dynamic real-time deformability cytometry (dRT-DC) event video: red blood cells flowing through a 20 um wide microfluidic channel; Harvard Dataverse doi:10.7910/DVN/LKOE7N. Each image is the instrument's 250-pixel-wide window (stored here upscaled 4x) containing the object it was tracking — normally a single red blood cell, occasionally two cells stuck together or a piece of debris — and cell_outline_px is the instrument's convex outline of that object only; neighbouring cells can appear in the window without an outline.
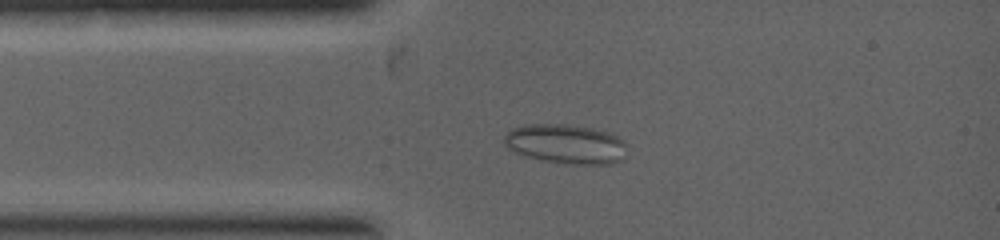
{"species": "common noctule bat (a hibernating species)", "species_latin": "Nyctalus noctula", "temperature_condition": "warm", "stored_images_in_passage": 64, "camera_frame_rate_fps": 5000, "um_per_image_px": 0.085, "animal": {"sex": "female", "body_mass_g": 19.0, "forearm_length_mm": 53.3}, "frame": {"image": 1, "passage_image": 11, "time_ms": 1.4, "image_size_px": [1000, 240], "cell_outline_px": [[628, 144], [624, 160], [608, 164], [568, 164], [540, 160], [524, 156], [508, 148], [504, 144], [504, 136], [512, 128], [524, 124], [568, 124], [592, 128], [616, 136], [624, 140]], "centroid_in_image_um": [48.11, 12.25], "position_along_channel_um": 36.9, "area_um2": 28.55}}
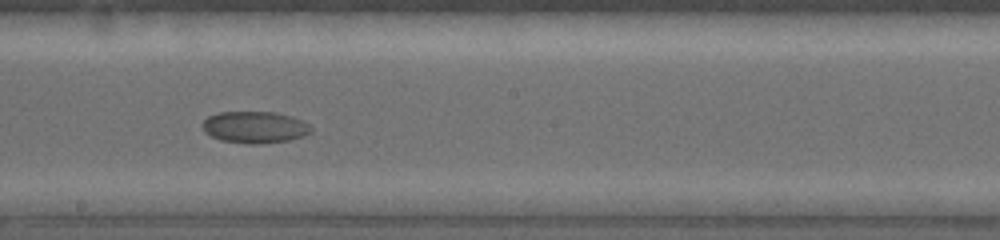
{"frame": {"image": 2, "passage_image": 34, "time_ms": 4.6, "image_size_px": [1000, 240], "cell_outline_px": [[312, 132], [304, 136], [288, 140], [260, 144], [248, 144], [220, 140], [204, 132], [200, 124], [208, 116], [216, 112], [272, 112], [292, 116], [308, 124], [312, 128]], "centroid_in_image_um": [21.62, 10.81], "position_along_channel_um": 226.6, "area_um2": 20.23}}
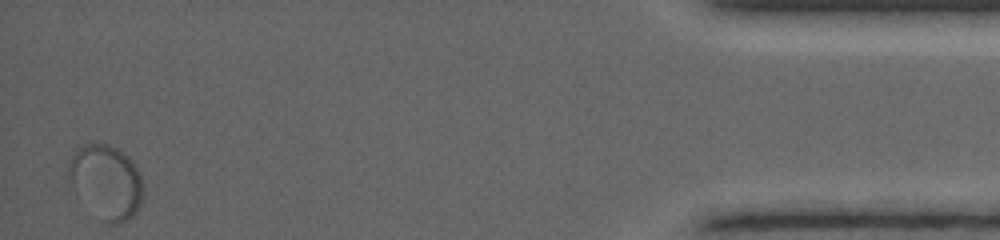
{"frame": {"image": 3, "passage_image": 64, "time_ms": 9.4, "image_size_px": [1000, 240], "cell_outline_px": [[144, 192], [140, 204], [136, 212], [132, 216], [120, 224], [108, 224], [104, 220], [68, 176], [68, 160], [76, 148], [80, 144], [108, 144], [124, 152], [132, 160], [140, 176], [144, 188]], "centroid_in_image_um": [9.09, 15.37], "position_along_channel_um": 426.1, "area_um2": 30.98}}